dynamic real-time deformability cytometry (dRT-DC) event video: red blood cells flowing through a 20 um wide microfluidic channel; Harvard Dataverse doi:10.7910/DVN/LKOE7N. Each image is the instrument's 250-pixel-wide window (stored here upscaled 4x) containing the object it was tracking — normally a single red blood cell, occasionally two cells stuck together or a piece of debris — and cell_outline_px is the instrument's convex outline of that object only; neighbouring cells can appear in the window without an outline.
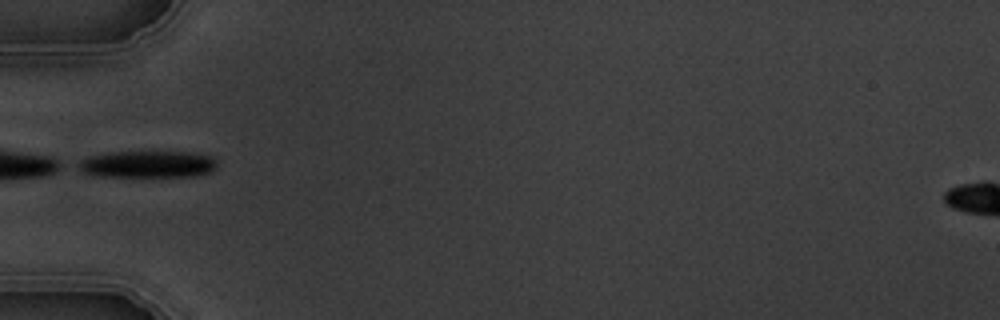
{"species": "common noctule bat (a hibernating species)", "species_latin": "Nyctalus noctula", "temperature_condition": "warm", "stored_images_in_passage": 4, "camera_frame_rate_fps": 3000, "um_per_image_px": 0.085, "animal": {"sex": "male", "body_mass_g": 19.5, "forearm_length_mm": 54.6}, "frame": {"image": 1, "passage_image": 1, "time_ms": 0.0, "image_size_px": [1000, 320], "cell_outline_px": [[216, 168], [212, 172], [196, 176], [92, 176], [76, 168], [72, 164], [88, 156], [112, 152], [196, 152], [208, 156], [216, 160]], "centroid_in_image_um": [12.49, 13.96], "position_along_channel_um": 72.5, "area_um2": 22.02}}